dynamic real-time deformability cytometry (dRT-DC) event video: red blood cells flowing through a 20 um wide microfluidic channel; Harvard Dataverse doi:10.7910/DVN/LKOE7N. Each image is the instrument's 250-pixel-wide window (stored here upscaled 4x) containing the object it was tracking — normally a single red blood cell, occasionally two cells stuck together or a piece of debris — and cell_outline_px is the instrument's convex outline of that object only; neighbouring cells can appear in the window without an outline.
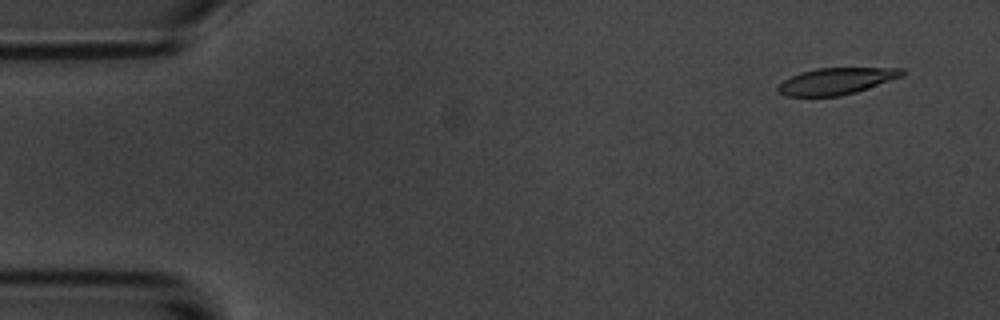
{"species": "common noctule bat (a hibernating species)", "species_latin": "Nyctalus noctula", "temperature_condition": "room temperature", "stored_images_in_passage": 8, "camera_frame_rate_fps": 3000, "um_per_image_px": 0.085, "animal": {"sex": "male", "body_mass_g": 20.1, "forearm_length_mm": 53.5}, "frame": {"image": 1, "passage_image": 1, "time_ms": 0.0, "image_size_px": [1000, 320], "cell_outline_px": [[904, 76], [856, 92], [840, 96], [784, 96], [776, 88], [784, 80], [800, 72], [816, 68], [904, 68]], "centroid_in_image_um": [71.1, 6.89], "position_along_channel_um": 13.9, "area_um2": 19.19}}
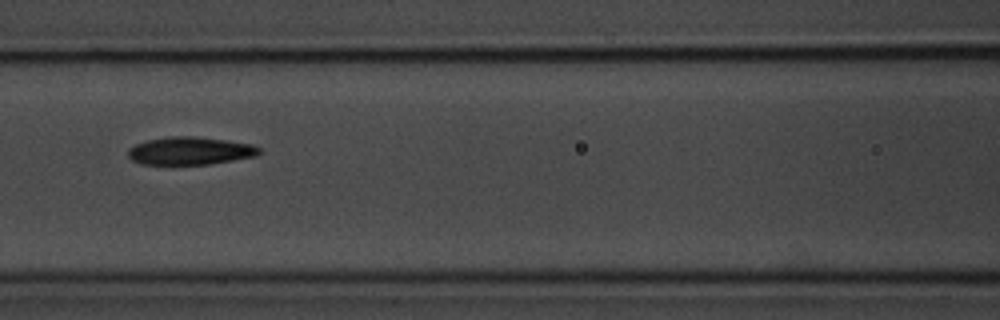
{"frame": {"image": 2, "passage_image": 7, "time_ms": 7.0, "image_size_px": [1000, 320], "cell_outline_px": [[260, 152], [256, 156], [208, 164], [140, 164], [132, 160], [128, 156], [128, 148], [136, 144], [148, 140], [172, 136], [196, 136], [252, 144], [260, 148]], "centroid_in_image_um": [16.14, 12.82], "position_along_channel_um": 150.5, "area_um2": 21.1}}
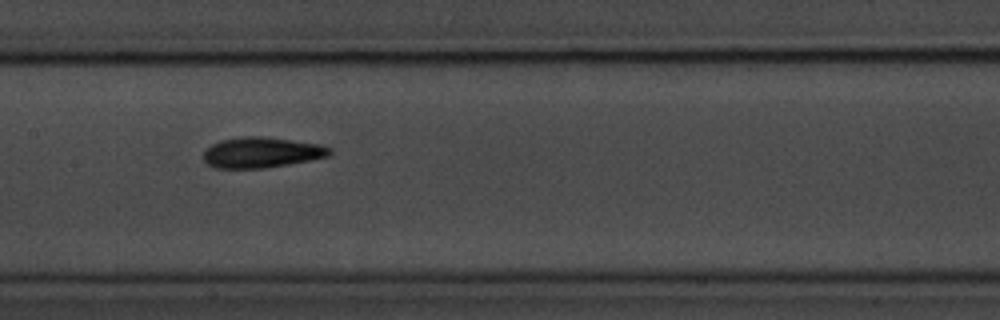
{"frame": {"image": 3, "passage_image": 8, "time_ms": 8.0, "image_size_px": [1000, 320], "cell_outline_px": [[332, 152], [328, 156], [288, 164], [264, 168], [216, 168], [208, 164], [204, 160], [204, 152], [212, 144], [220, 140], [240, 136], [264, 136], [316, 144], [332, 148]], "centroid_in_image_um": [22.2, 12.95], "position_along_channel_um": 185.2, "area_um2": 22.25}}